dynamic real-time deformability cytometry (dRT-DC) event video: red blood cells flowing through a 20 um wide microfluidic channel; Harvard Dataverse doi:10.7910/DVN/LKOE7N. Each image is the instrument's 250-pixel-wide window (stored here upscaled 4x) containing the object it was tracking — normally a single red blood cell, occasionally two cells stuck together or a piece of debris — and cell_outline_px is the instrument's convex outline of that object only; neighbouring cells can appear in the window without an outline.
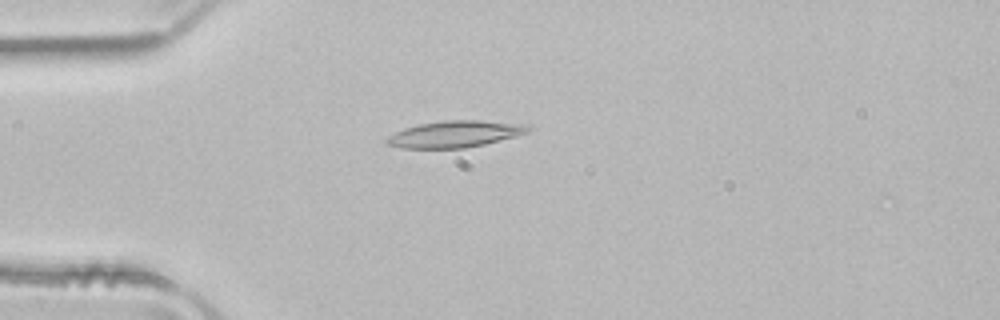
{"species": "common noctule bat (a hibernating species)", "species_latin": "Nyctalus noctula", "temperature_condition": "room temperature", "stored_images_in_passage": 8, "camera_frame_rate_fps": 3000, "um_per_image_px": 0.085, "animal": {"sex": "male", "body_mass_g": 21.5, "forearm_length_mm": 52.0}, "frame": {"image": 1, "passage_image": 6, "time_ms": 1.667, "image_size_px": [1000, 320], "cell_outline_px": [[528, 132], [516, 136], [484, 144], [464, 148], [404, 148], [388, 144], [384, 140], [388, 136], [404, 128], [420, 124], [444, 120], [480, 120], [520, 124], [528, 128]], "centroid_in_image_um": [38.61, 11.4], "position_along_channel_um": 46.4, "area_um2": 21.5}}